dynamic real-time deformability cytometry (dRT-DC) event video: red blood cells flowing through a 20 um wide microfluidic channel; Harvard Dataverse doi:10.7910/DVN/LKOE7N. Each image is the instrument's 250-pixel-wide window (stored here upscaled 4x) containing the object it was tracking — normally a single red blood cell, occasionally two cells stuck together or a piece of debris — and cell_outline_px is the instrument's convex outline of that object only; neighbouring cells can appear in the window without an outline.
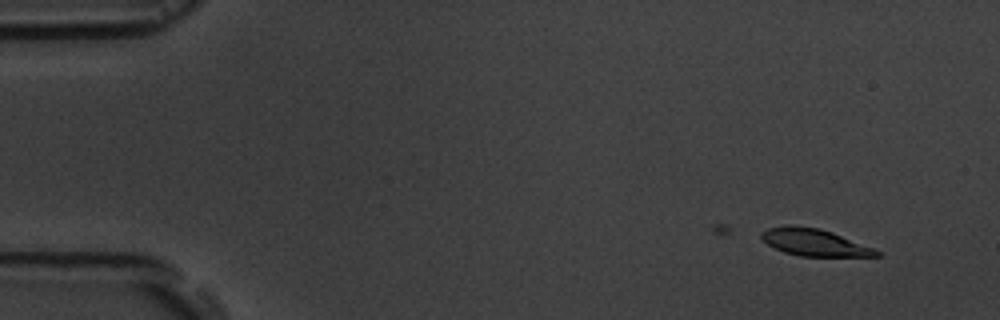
{"species": "common noctule bat (a hibernating species)", "species_latin": "Nyctalus noctula", "temperature_condition": "room temperature", "stored_images_in_passage": 16, "camera_frame_rate_fps": 3000, "um_per_image_px": 0.085, "animal": {"sex": "male", "body_mass_g": 19.5, "forearm_length_mm": 54.6}, "frame": {"image": 1, "passage_image": 1, "time_ms": 0.0, "image_size_px": [1000, 320], "cell_outline_px": [[880, 256], [800, 256], [784, 252], [768, 244], [760, 236], [760, 232], [768, 228], [784, 224], [792, 224], [820, 228], [832, 232], [872, 248], [880, 252]], "centroid_in_image_um": [69.15, 20.58], "position_along_channel_um": 15.8, "area_um2": 18.03}}
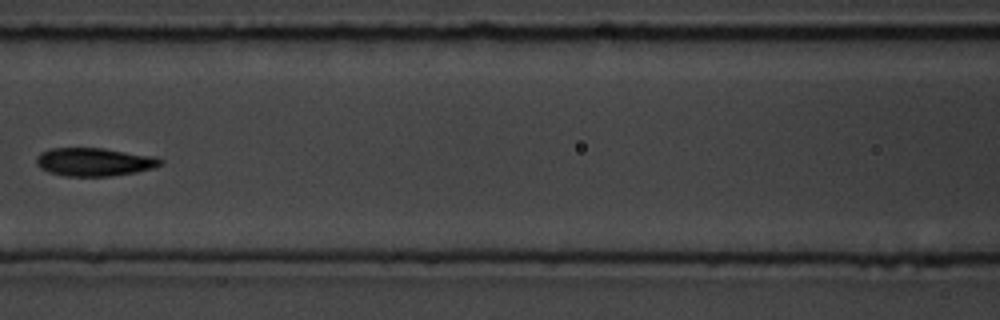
{"frame": {"image": 2, "passage_image": 7, "time_ms": 7.0, "image_size_px": [1000, 320], "cell_outline_px": [[164, 164], [152, 168], [136, 172], [112, 176], [64, 176], [48, 172], [40, 168], [36, 164], [36, 160], [40, 152], [52, 148], [104, 148], [156, 156], [164, 160]], "centroid_in_image_um": [8.04, 13.76], "position_along_channel_um": 158.6, "area_um2": 20.63}}
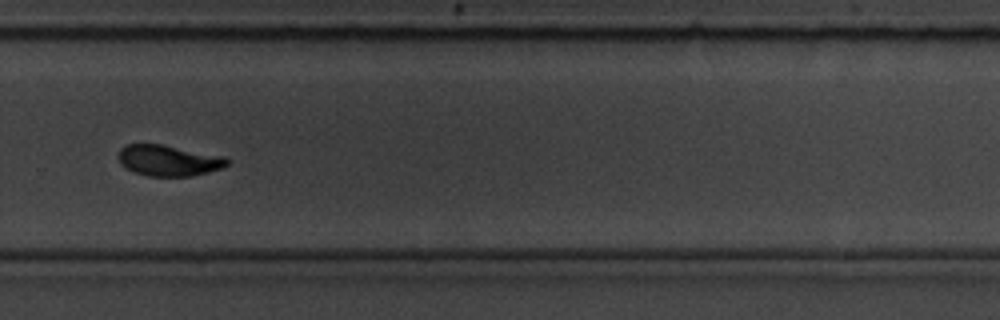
{"frame": {"image": 3, "passage_image": 11, "time_ms": 11.333, "image_size_px": [1000, 320], "cell_outline_px": [[228, 164], [220, 168], [208, 172], [192, 176], [148, 176], [132, 172], [124, 168], [120, 164], [116, 156], [120, 148], [128, 144], [160, 144], [224, 156], [228, 160]], "centroid_in_image_um": [14.25, 13.64], "position_along_channel_um": 315.5, "area_um2": 19.71}}